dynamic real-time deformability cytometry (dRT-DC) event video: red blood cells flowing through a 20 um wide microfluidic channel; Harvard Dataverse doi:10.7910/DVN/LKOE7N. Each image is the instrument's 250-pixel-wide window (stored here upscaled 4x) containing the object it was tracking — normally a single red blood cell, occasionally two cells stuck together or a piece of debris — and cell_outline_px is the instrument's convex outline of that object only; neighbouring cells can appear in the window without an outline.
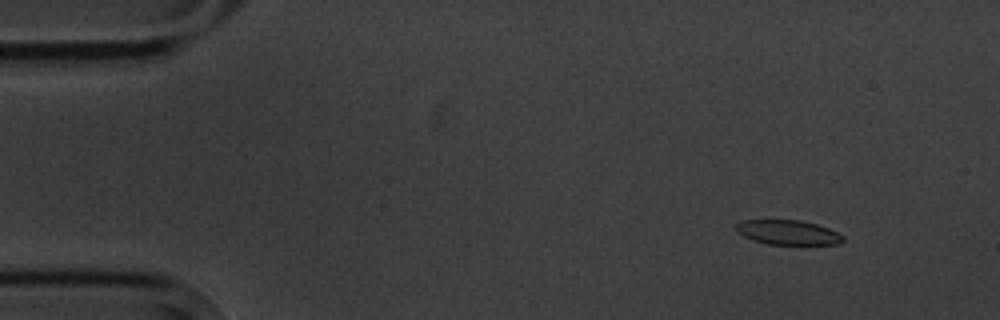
{"species": "common noctule bat (a hibernating species)", "species_latin": "Nyctalus noctula", "temperature_condition": "cold", "stored_images_in_passage": 5, "camera_frame_rate_fps": 3000, "um_per_image_px": 0.085, "animal": {"sex": "male", "body_mass_g": 20.1, "forearm_length_mm": 53.5}, "frame": {"image": 1, "passage_image": 2, "time_ms": 1.0, "image_size_px": [1000, 320], "cell_outline_px": [[844, 240], [840, 244], [768, 244], [752, 240], [736, 232], [736, 224], [744, 220], [800, 220], [816, 224], [828, 228], [844, 236]], "centroid_in_image_um": [66.97, 19.75], "position_along_channel_um": 18.0, "area_um2": 15.26}}